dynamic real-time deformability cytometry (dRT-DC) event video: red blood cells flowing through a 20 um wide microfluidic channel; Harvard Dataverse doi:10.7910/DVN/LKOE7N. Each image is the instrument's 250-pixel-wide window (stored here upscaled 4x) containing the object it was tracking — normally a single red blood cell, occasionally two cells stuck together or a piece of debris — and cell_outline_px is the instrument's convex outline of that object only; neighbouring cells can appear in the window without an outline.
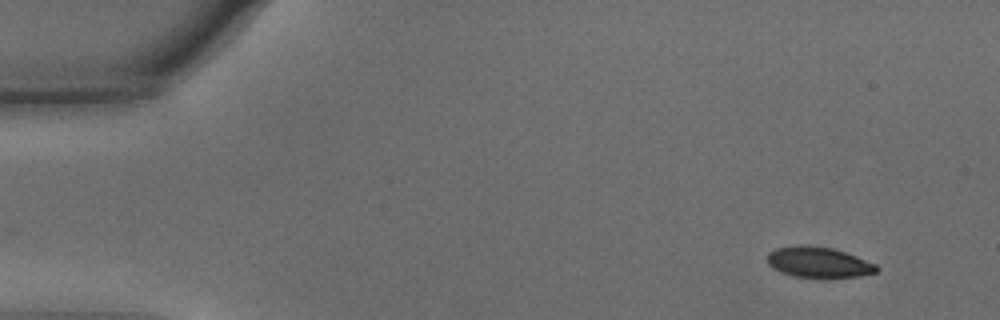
{"species": "common noctule bat (a hibernating species)", "species_latin": "Nyctalus noctula", "temperature_condition": "warm", "stored_images_in_passage": 51, "camera_frame_rate_fps": 3000, "um_per_image_px": 0.085, "animal": {"sex": "male", "body_mass_g": 15.6}, "frame": {"image": 1, "passage_image": 1, "time_ms": 0.0, "image_size_px": [1000, 320], "cell_outline_px": [[880, 268], [876, 272], [860, 276], [792, 276], [780, 272], [772, 268], [768, 264], [768, 252], [776, 248], [796, 244], [800, 244], [832, 248], [856, 256], [876, 264]], "centroid_in_image_um": [69.54, 22.26], "position_along_channel_um": 15.5, "area_um2": 19.25}}
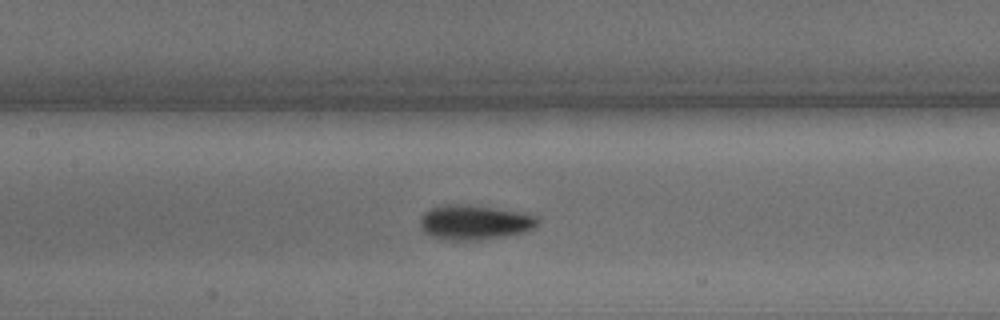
{"frame": {"image": 2, "passage_image": 22, "time_ms": 7.0, "image_size_px": [1000, 320], "cell_outline_px": [[540, 220], [532, 228], [524, 232], [508, 236], [480, 240], [444, 240], [432, 236], [424, 232], [420, 228], [420, 220], [424, 212], [428, 208], [444, 204], [468, 204], [496, 208], [536, 216]], "centroid_in_image_um": [40.28, 18.9], "position_along_channel_um": 167.1, "area_um2": 23.93}}
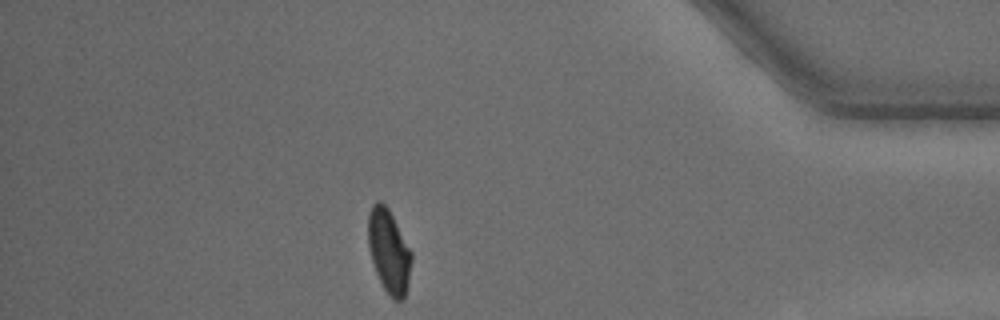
{"frame": {"image": 3, "passage_image": 44, "time_ms": 14.333, "image_size_px": [1000, 320], "cell_outline_px": [[412, 260], [408, 284], [404, 300], [392, 300], [384, 288], [376, 272], [372, 260], [368, 244], [368, 216], [372, 204], [376, 200], [380, 200], [388, 208], [412, 252]], "centroid_in_image_um": [33.06, 21.36], "position_along_channel_um": 402.1, "area_um2": 21.1}, "authors_computed_cell_mechanics": {"area_um2": 21.964, "velocity_mm_per_s": 3.7515, "shape_relaxation_time_tau1_ms": 2.6649, "shape_relaxation_time_tau2_ms": 1.4456, "deformation_change_tau1": 0.1325, "deformation_change_tau2": 0.0496}}